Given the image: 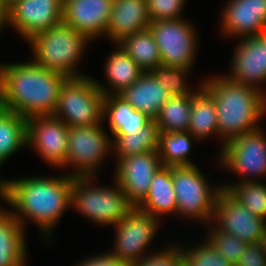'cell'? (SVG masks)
I'll use <instances>...</instances> for the list:
<instances>
[{
  "label": "cell",
  "mask_w": 266,
  "mask_h": 266,
  "mask_svg": "<svg viewBox=\"0 0 266 266\" xmlns=\"http://www.w3.org/2000/svg\"><path fill=\"white\" fill-rule=\"evenodd\" d=\"M72 180L68 173L60 177L0 179V199L13 207L10 212L24 228L26 218L33 220L42 238L47 239L52 237L63 212L71 207Z\"/></svg>",
  "instance_id": "1"
},
{
  "label": "cell",
  "mask_w": 266,
  "mask_h": 266,
  "mask_svg": "<svg viewBox=\"0 0 266 266\" xmlns=\"http://www.w3.org/2000/svg\"><path fill=\"white\" fill-rule=\"evenodd\" d=\"M67 79L34 61L0 64V106L25 119L53 115Z\"/></svg>",
  "instance_id": "2"
},
{
  "label": "cell",
  "mask_w": 266,
  "mask_h": 266,
  "mask_svg": "<svg viewBox=\"0 0 266 266\" xmlns=\"http://www.w3.org/2000/svg\"><path fill=\"white\" fill-rule=\"evenodd\" d=\"M202 86L213 96L217 110L221 149L229 140L260 129L266 112V93L259 88L230 81L226 76L209 77Z\"/></svg>",
  "instance_id": "3"
},
{
  "label": "cell",
  "mask_w": 266,
  "mask_h": 266,
  "mask_svg": "<svg viewBox=\"0 0 266 266\" xmlns=\"http://www.w3.org/2000/svg\"><path fill=\"white\" fill-rule=\"evenodd\" d=\"M90 41L84 34L61 22L36 34L28 43L36 64L73 78L84 76L76 68Z\"/></svg>",
  "instance_id": "4"
},
{
  "label": "cell",
  "mask_w": 266,
  "mask_h": 266,
  "mask_svg": "<svg viewBox=\"0 0 266 266\" xmlns=\"http://www.w3.org/2000/svg\"><path fill=\"white\" fill-rule=\"evenodd\" d=\"M94 177H73L71 208L91 221L102 225H116L132 209L122 188L114 180V187L94 186ZM92 182V183H90Z\"/></svg>",
  "instance_id": "5"
},
{
  "label": "cell",
  "mask_w": 266,
  "mask_h": 266,
  "mask_svg": "<svg viewBox=\"0 0 266 266\" xmlns=\"http://www.w3.org/2000/svg\"><path fill=\"white\" fill-rule=\"evenodd\" d=\"M104 94L89 76L68 78L62 85L54 116L68 127L103 123Z\"/></svg>",
  "instance_id": "6"
},
{
  "label": "cell",
  "mask_w": 266,
  "mask_h": 266,
  "mask_svg": "<svg viewBox=\"0 0 266 266\" xmlns=\"http://www.w3.org/2000/svg\"><path fill=\"white\" fill-rule=\"evenodd\" d=\"M196 165L172 167V180L177 200V214L183 218L212 223L215 200L222 186L208 183ZM202 220V221H201Z\"/></svg>",
  "instance_id": "7"
},
{
  "label": "cell",
  "mask_w": 266,
  "mask_h": 266,
  "mask_svg": "<svg viewBox=\"0 0 266 266\" xmlns=\"http://www.w3.org/2000/svg\"><path fill=\"white\" fill-rule=\"evenodd\" d=\"M101 124L72 126L68 131L65 167L73 166L71 177H95L99 165L110 151L111 138Z\"/></svg>",
  "instance_id": "8"
},
{
  "label": "cell",
  "mask_w": 266,
  "mask_h": 266,
  "mask_svg": "<svg viewBox=\"0 0 266 266\" xmlns=\"http://www.w3.org/2000/svg\"><path fill=\"white\" fill-rule=\"evenodd\" d=\"M186 19L151 22L148 29L157 43L162 66L192 69L197 53V34Z\"/></svg>",
  "instance_id": "9"
},
{
  "label": "cell",
  "mask_w": 266,
  "mask_h": 266,
  "mask_svg": "<svg viewBox=\"0 0 266 266\" xmlns=\"http://www.w3.org/2000/svg\"><path fill=\"white\" fill-rule=\"evenodd\" d=\"M220 153L223 168L245 176L238 183L266 177V135L261 128L229 140Z\"/></svg>",
  "instance_id": "10"
},
{
  "label": "cell",
  "mask_w": 266,
  "mask_h": 266,
  "mask_svg": "<svg viewBox=\"0 0 266 266\" xmlns=\"http://www.w3.org/2000/svg\"><path fill=\"white\" fill-rule=\"evenodd\" d=\"M213 223L216 230L236 236L249 244L265 242L266 220L251 213L224 188L215 200Z\"/></svg>",
  "instance_id": "11"
},
{
  "label": "cell",
  "mask_w": 266,
  "mask_h": 266,
  "mask_svg": "<svg viewBox=\"0 0 266 266\" xmlns=\"http://www.w3.org/2000/svg\"><path fill=\"white\" fill-rule=\"evenodd\" d=\"M160 220L148 213L133 207V209L113 228L116 230L115 245L110 252L129 266L142 260L147 247L156 236Z\"/></svg>",
  "instance_id": "12"
},
{
  "label": "cell",
  "mask_w": 266,
  "mask_h": 266,
  "mask_svg": "<svg viewBox=\"0 0 266 266\" xmlns=\"http://www.w3.org/2000/svg\"><path fill=\"white\" fill-rule=\"evenodd\" d=\"M69 127L54 115L27 119V147H34L48 164L64 167Z\"/></svg>",
  "instance_id": "13"
},
{
  "label": "cell",
  "mask_w": 266,
  "mask_h": 266,
  "mask_svg": "<svg viewBox=\"0 0 266 266\" xmlns=\"http://www.w3.org/2000/svg\"><path fill=\"white\" fill-rule=\"evenodd\" d=\"M63 0H18L8 8V25L29 41L63 22Z\"/></svg>",
  "instance_id": "14"
},
{
  "label": "cell",
  "mask_w": 266,
  "mask_h": 266,
  "mask_svg": "<svg viewBox=\"0 0 266 266\" xmlns=\"http://www.w3.org/2000/svg\"><path fill=\"white\" fill-rule=\"evenodd\" d=\"M115 181L136 207L149 191L155 173L162 167L158 151L124 157L116 162Z\"/></svg>",
  "instance_id": "15"
},
{
  "label": "cell",
  "mask_w": 266,
  "mask_h": 266,
  "mask_svg": "<svg viewBox=\"0 0 266 266\" xmlns=\"http://www.w3.org/2000/svg\"><path fill=\"white\" fill-rule=\"evenodd\" d=\"M240 42L231 61L232 71L224 76L260 89L258 86L266 82V33L242 37Z\"/></svg>",
  "instance_id": "16"
},
{
  "label": "cell",
  "mask_w": 266,
  "mask_h": 266,
  "mask_svg": "<svg viewBox=\"0 0 266 266\" xmlns=\"http://www.w3.org/2000/svg\"><path fill=\"white\" fill-rule=\"evenodd\" d=\"M63 22L93 41L106 34L114 0H63Z\"/></svg>",
  "instance_id": "17"
},
{
  "label": "cell",
  "mask_w": 266,
  "mask_h": 266,
  "mask_svg": "<svg viewBox=\"0 0 266 266\" xmlns=\"http://www.w3.org/2000/svg\"><path fill=\"white\" fill-rule=\"evenodd\" d=\"M221 30L236 38L266 33V0H231L223 9Z\"/></svg>",
  "instance_id": "18"
},
{
  "label": "cell",
  "mask_w": 266,
  "mask_h": 266,
  "mask_svg": "<svg viewBox=\"0 0 266 266\" xmlns=\"http://www.w3.org/2000/svg\"><path fill=\"white\" fill-rule=\"evenodd\" d=\"M150 23L146 0H114L106 35L116 45L123 38L148 29Z\"/></svg>",
  "instance_id": "19"
},
{
  "label": "cell",
  "mask_w": 266,
  "mask_h": 266,
  "mask_svg": "<svg viewBox=\"0 0 266 266\" xmlns=\"http://www.w3.org/2000/svg\"><path fill=\"white\" fill-rule=\"evenodd\" d=\"M135 110L155 120L171 95L151 72H144L130 87L119 93Z\"/></svg>",
  "instance_id": "20"
},
{
  "label": "cell",
  "mask_w": 266,
  "mask_h": 266,
  "mask_svg": "<svg viewBox=\"0 0 266 266\" xmlns=\"http://www.w3.org/2000/svg\"><path fill=\"white\" fill-rule=\"evenodd\" d=\"M25 229L10 212L0 208V266H26Z\"/></svg>",
  "instance_id": "21"
},
{
  "label": "cell",
  "mask_w": 266,
  "mask_h": 266,
  "mask_svg": "<svg viewBox=\"0 0 266 266\" xmlns=\"http://www.w3.org/2000/svg\"><path fill=\"white\" fill-rule=\"evenodd\" d=\"M136 207L158 219H160L159 216L168 213H177V200L172 180V167L162 166L155 173L147 196Z\"/></svg>",
  "instance_id": "22"
},
{
  "label": "cell",
  "mask_w": 266,
  "mask_h": 266,
  "mask_svg": "<svg viewBox=\"0 0 266 266\" xmlns=\"http://www.w3.org/2000/svg\"><path fill=\"white\" fill-rule=\"evenodd\" d=\"M103 122L104 118L109 121V130L112 135H127L133 133L151 119L143 112L135 110L119 94H107L103 100Z\"/></svg>",
  "instance_id": "23"
},
{
  "label": "cell",
  "mask_w": 266,
  "mask_h": 266,
  "mask_svg": "<svg viewBox=\"0 0 266 266\" xmlns=\"http://www.w3.org/2000/svg\"><path fill=\"white\" fill-rule=\"evenodd\" d=\"M116 48L108 57L105 65V74L110 88H106L105 84L102 85L95 79L97 86L104 95L121 93L137 81L144 73L137 63L118 44H116Z\"/></svg>",
  "instance_id": "24"
},
{
  "label": "cell",
  "mask_w": 266,
  "mask_h": 266,
  "mask_svg": "<svg viewBox=\"0 0 266 266\" xmlns=\"http://www.w3.org/2000/svg\"><path fill=\"white\" fill-rule=\"evenodd\" d=\"M199 87V88H198ZM192 94V107L188 132L202 141L218 135L217 110L213 96L200 83Z\"/></svg>",
  "instance_id": "25"
},
{
  "label": "cell",
  "mask_w": 266,
  "mask_h": 266,
  "mask_svg": "<svg viewBox=\"0 0 266 266\" xmlns=\"http://www.w3.org/2000/svg\"><path fill=\"white\" fill-rule=\"evenodd\" d=\"M112 151L117 161L133 155L158 151L159 129L155 120H150L139 130L127 135H113Z\"/></svg>",
  "instance_id": "26"
},
{
  "label": "cell",
  "mask_w": 266,
  "mask_h": 266,
  "mask_svg": "<svg viewBox=\"0 0 266 266\" xmlns=\"http://www.w3.org/2000/svg\"><path fill=\"white\" fill-rule=\"evenodd\" d=\"M26 135L27 119L0 106V166L19 149L27 147Z\"/></svg>",
  "instance_id": "27"
},
{
  "label": "cell",
  "mask_w": 266,
  "mask_h": 266,
  "mask_svg": "<svg viewBox=\"0 0 266 266\" xmlns=\"http://www.w3.org/2000/svg\"><path fill=\"white\" fill-rule=\"evenodd\" d=\"M117 44L144 72L162 65L157 43L149 29L127 36Z\"/></svg>",
  "instance_id": "28"
},
{
  "label": "cell",
  "mask_w": 266,
  "mask_h": 266,
  "mask_svg": "<svg viewBox=\"0 0 266 266\" xmlns=\"http://www.w3.org/2000/svg\"><path fill=\"white\" fill-rule=\"evenodd\" d=\"M195 139L188 131L159 132L158 153L162 166L179 167L195 165L188 159L192 148V141Z\"/></svg>",
  "instance_id": "29"
},
{
  "label": "cell",
  "mask_w": 266,
  "mask_h": 266,
  "mask_svg": "<svg viewBox=\"0 0 266 266\" xmlns=\"http://www.w3.org/2000/svg\"><path fill=\"white\" fill-rule=\"evenodd\" d=\"M192 94L171 96L155 119L159 132H186L189 128Z\"/></svg>",
  "instance_id": "30"
},
{
  "label": "cell",
  "mask_w": 266,
  "mask_h": 266,
  "mask_svg": "<svg viewBox=\"0 0 266 266\" xmlns=\"http://www.w3.org/2000/svg\"><path fill=\"white\" fill-rule=\"evenodd\" d=\"M246 209L266 220V184L260 181H242L221 185Z\"/></svg>",
  "instance_id": "31"
},
{
  "label": "cell",
  "mask_w": 266,
  "mask_h": 266,
  "mask_svg": "<svg viewBox=\"0 0 266 266\" xmlns=\"http://www.w3.org/2000/svg\"><path fill=\"white\" fill-rule=\"evenodd\" d=\"M190 68L157 66L150 72L157 78L159 85H163L171 96H188L195 91L189 89L186 77ZM187 83V84H186Z\"/></svg>",
  "instance_id": "32"
},
{
  "label": "cell",
  "mask_w": 266,
  "mask_h": 266,
  "mask_svg": "<svg viewBox=\"0 0 266 266\" xmlns=\"http://www.w3.org/2000/svg\"><path fill=\"white\" fill-rule=\"evenodd\" d=\"M209 225H211L210 228L212 229L209 231V235L206 240L227 261L236 265L249 243L240 240L236 236L216 230L210 223Z\"/></svg>",
  "instance_id": "33"
},
{
  "label": "cell",
  "mask_w": 266,
  "mask_h": 266,
  "mask_svg": "<svg viewBox=\"0 0 266 266\" xmlns=\"http://www.w3.org/2000/svg\"><path fill=\"white\" fill-rule=\"evenodd\" d=\"M202 242L204 243L186 250L182 249L184 261L189 266H235L220 255L207 240Z\"/></svg>",
  "instance_id": "34"
},
{
  "label": "cell",
  "mask_w": 266,
  "mask_h": 266,
  "mask_svg": "<svg viewBox=\"0 0 266 266\" xmlns=\"http://www.w3.org/2000/svg\"><path fill=\"white\" fill-rule=\"evenodd\" d=\"M186 0H146L151 22L167 19H182L181 12Z\"/></svg>",
  "instance_id": "35"
},
{
  "label": "cell",
  "mask_w": 266,
  "mask_h": 266,
  "mask_svg": "<svg viewBox=\"0 0 266 266\" xmlns=\"http://www.w3.org/2000/svg\"><path fill=\"white\" fill-rule=\"evenodd\" d=\"M169 246L146 255L142 260L130 266H182L184 263L182 245L180 247L172 246V244Z\"/></svg>",
  "instance_id": "36"
},
{
  "label": "cell",
  "mask_w": 266,
  "mask_h": 266,
  "mask_svg": "<svg viewBox=\"0 0 266 266\" xmlns=\"http://www.w3.org/2000/svg\"><path fill=\"white\" fill-rule=\"evenodd\" d=\"M235 266H266L265 242L248 244Z\"/></svg>",
  "instance_id": "37"
},
{
  "label": "cell",
  "mask_w": 266,
  "mask_h": 266,
  "mask_svg": "<svg viewBox=\"0 0 266 266\" xmlns=\"http://www.w3.org/2000/svg\"><path fill=\"white\" fill-rule=\"evenodd\" d=\"M76 266H129L125 261L118 259L111 253L98 254L79 262Z\"/></svg>",
  "instance_id": "38"
},
{
  "label": "cell",
  "mask_w": 266,
  "mask_h": 266,
  "mask_svg": "<svg viewBox=\"0 0 266 266\" xmlns=\"http://www.w3.org/2000/svg\"><path fill=\"white\" fill-rule=\"evenodd\" d=\"M5 26H8V9L0 1V30L4 29Z\"/></svg>",
  "instance_id": "39"
},
{
  "label": "cell",
  "mask_w": 266,
  "mask_h": 266,
  "mask_svg": "<svg viewBox=\"0 0 266 266\" xmlns=\"http://www.w3.org/2000/svg\"><path fill=\"white\" fill-rule=\"evenodd\" d=\"M6 7L7 9L10 8L15 2L18 0H0Z\"/></svg>",
  "instance_id": "40"
},
{
  "label": "cell",
  "mask_w": 266,
  "mask_h": 266,
  "mask_svg": "<svg viewBox=\"0 0 266 266\" xmlns=\"http://www.w3.org/2000/svg\"><path fill=\"white\" fill-rule=\"evenodd\" d=\"M182 266H189V265L184 261Z\"/></svg>",
  "instance_id": "41"
}]
</instances>
